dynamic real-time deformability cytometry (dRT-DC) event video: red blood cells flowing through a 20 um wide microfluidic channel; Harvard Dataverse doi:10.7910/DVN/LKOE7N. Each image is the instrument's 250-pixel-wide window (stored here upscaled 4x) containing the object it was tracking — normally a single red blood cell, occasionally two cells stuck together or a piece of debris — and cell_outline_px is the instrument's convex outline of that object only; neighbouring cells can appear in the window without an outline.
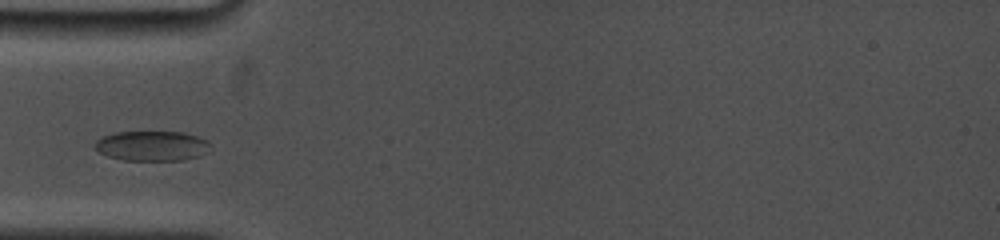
{"species": "common noctule bat (a hibernating species)", "species_latin": "Nyctalus noctula", "temperature_condition": "cold", "stored_images_in_passage": 4, "camera_frame_rate_fps": 5000, "um_per_image_px": 0.085, "animal": {"sex": "female", "body_mass_g": 19.0, "forearm_length_mm": 53.3}, "frame": {"image": 1, "passage_image": 2, "time_ms": 1.2, "image_size_px": [1000, 240], "cell_outline_px": [[212, 144], [208, 152], [200, 156], [184, 160], [124, 160], [108, 156], [92, 148], [92, 144], [96, 140], [104, 136], [116, 132], [184, 132], [208, 140]], "centroid_in_image_um": [12.93, 12.4], "position_along_channel_um": 72.1, "area_um2": 20.4}}
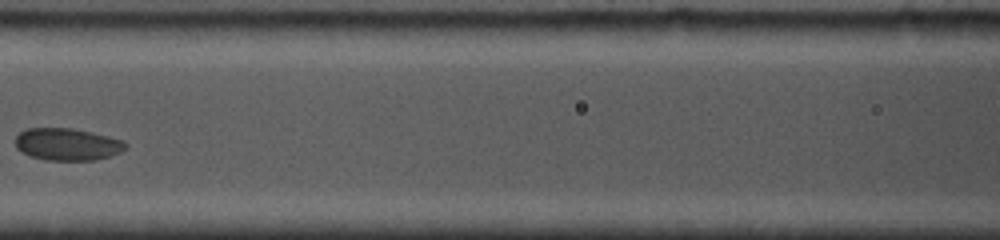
{"frame": {"image": 2, "passage_image": 4, "time_ms": 3.6, "image_size_px": [1000, 240], "cell_outline_px": [[128, 148], [120, 152], [96, 160], [44, 160], [20, 152], [16, 148], [16, 136], [20, 132], [28, 128], [72, 128], [92, 132], [124, 140], [128, 144]], "centroid_in_image_um": [5.74, 12.26], "position_along_channel_um": 160.9, "area_um2": 20.81}}